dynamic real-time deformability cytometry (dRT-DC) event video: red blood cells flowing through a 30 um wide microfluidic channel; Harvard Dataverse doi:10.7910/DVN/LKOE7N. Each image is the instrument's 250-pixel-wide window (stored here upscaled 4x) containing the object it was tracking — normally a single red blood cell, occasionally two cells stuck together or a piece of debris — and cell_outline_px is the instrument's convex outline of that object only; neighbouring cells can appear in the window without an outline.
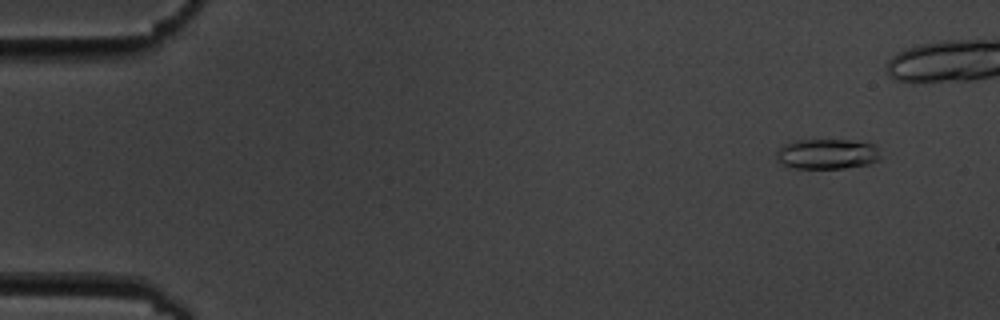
{"species": "common noctule bat (a hibernating species)", "species_latin": "Nyctalus noctula", "temperature_condition": "cold", "stored_images_in_passage": 8, "camera_frame_rate_fps": 3000, "um_per_image_px": 0.085, "animal": {"sex": "male", "body_mass_g": 19.5, "forearm_length_mm": 54.6}, "frame": {"image": 1, "passage_image": 2, "time_ms": 1.0, "image_size_px": [1000, 320], "cell_outline_px": [[880, 160], [868, 164], [844, 168], [792, 168], [784, 164], [776, 156], [776, 152], [784, 144], [792, 140], [848, 140], [876, 144], [880, 156]], "centroid_in_image_um": [70.33, 13.08], "position_along_channel_um": 14.7, "area_um2": 18.32}}